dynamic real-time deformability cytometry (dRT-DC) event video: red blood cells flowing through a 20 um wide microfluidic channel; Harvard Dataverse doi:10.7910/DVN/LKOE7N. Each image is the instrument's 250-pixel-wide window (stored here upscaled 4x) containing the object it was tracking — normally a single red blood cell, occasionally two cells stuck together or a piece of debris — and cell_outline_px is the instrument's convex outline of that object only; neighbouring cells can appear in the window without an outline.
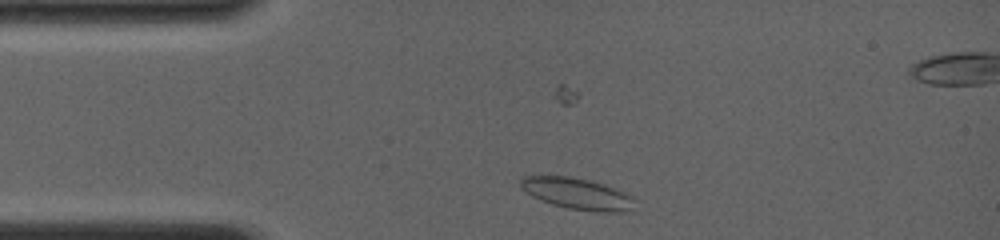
{"species": "common noctule bat (a hibernating species)", "species_latin": "Nyctalus noctula", "temperature_condition": "room temperature", "stored_images_in_passage": 59, "segment_of_instrument_passage": [1, 3], "camera_frame_rate_fps": 4000, "um_per_image_px": 0.085, "animal": {"sex": "female", "body_mass_g": 19.0, "forearm_length_mm": 56.7}, "frame": {"image": 1, "passage_image": 4, "time_ms": 0.5, "image_size_px": [1000, 240], "cell_outline_px": [[636, 200], [624, 212], [596, 212], [568, 208], [552, 204], [540, 200], [532, 196], [520, 188], [520, 176], [568, 176], [588, 180], [604, 184], [624, 192], [632, 196]], "centroid_in_image_um": [49.02, 16.45], "position_along_channel_um": 36.0, "area_um2": 20.75}}
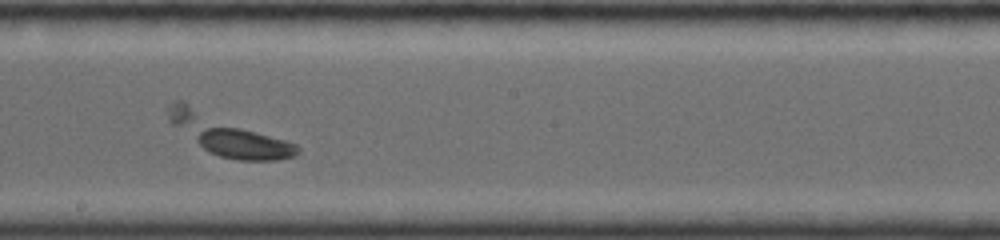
{"frame": {"image": 2, "passage_image": 27, "time_ms": 6.0, "image_size_px": [1000, 240], "cell_outline_px": [[300, 152], [296, 156], [276, 160], [236, 160], [220, 156], [204, 148], [172, 124], [168, 120], [168, 108], [176, 100], [184, 100], [296, 144], [300, 148]], "centroid_in_image_um": [19.39, 11.45], "position_along_channel_um": 228.8, "area_um2": 29.59}}
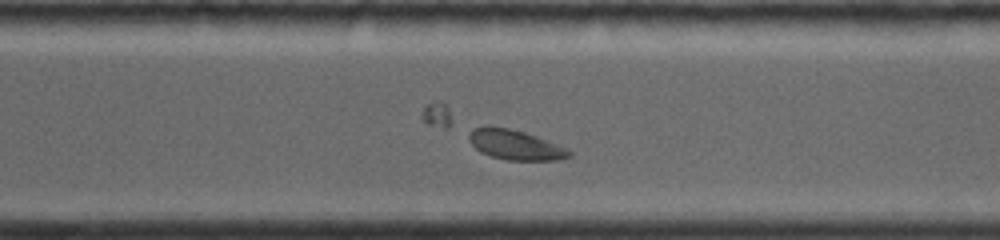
{"frame": {"image": 3, "passage_image": 39, "time_ms": 8.5, "image_size_px": [1000, 240], "cell_outline_px": [[572, 156], [556, 160], [508, 160], [492, 156], [480, 152], [468, 140], [468, 136], [472, 128], [484, 124], [488, 124], [508, 128], [524, 132], [568, 148], [572, 152]], "centroid_in_image_um": [43.75, 12.28], "position_along_channel_um": 326.8, "area_um2": 17.63}}